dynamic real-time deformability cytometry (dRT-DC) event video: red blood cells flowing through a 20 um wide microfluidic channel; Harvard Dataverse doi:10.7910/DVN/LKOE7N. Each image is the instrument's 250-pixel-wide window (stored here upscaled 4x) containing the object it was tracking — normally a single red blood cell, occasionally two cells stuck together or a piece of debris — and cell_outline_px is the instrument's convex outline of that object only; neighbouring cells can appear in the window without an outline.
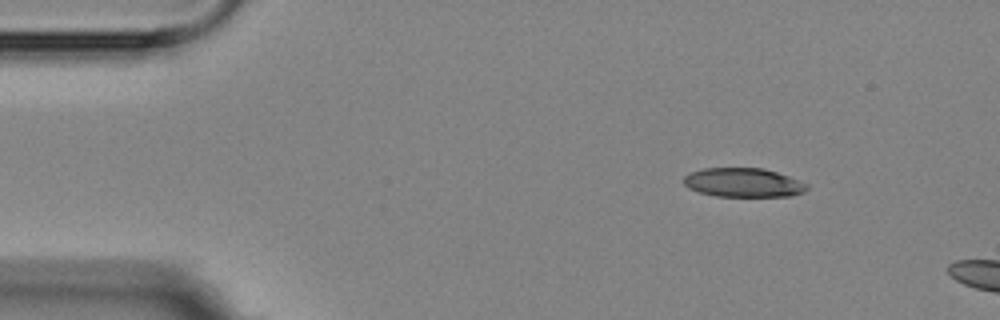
{"species": "Egyptian fruit bat (a non-hibernating species)", "species_latin": "Rousettus aegyptiacus", "temperature_condition": "room temperature", "stored_images_in_passage": 5, "segment_of_instrument_passage": [2, 2], "camera_frame_rate_fps": 3000, "um_per_image_px": 0.085, "animal": {"sex": "female"}, "frame": {"image": 1, "passage_image": 5, "time_ms": 5.333, "image_size_px": [1000, 320], "cell_outline_px": [[808, 188], [804, 192], [792, 196], [716, 196], [700, 192], [688, 188], [684, 184], [684, 176], [692, 172], [704, 168], [764, 168], [788, 176], [808, 184]], "centroid_in_image_um": [63.2, 15.52], "position_along_channel_um": 21.8, "area_um2": 20.75}}